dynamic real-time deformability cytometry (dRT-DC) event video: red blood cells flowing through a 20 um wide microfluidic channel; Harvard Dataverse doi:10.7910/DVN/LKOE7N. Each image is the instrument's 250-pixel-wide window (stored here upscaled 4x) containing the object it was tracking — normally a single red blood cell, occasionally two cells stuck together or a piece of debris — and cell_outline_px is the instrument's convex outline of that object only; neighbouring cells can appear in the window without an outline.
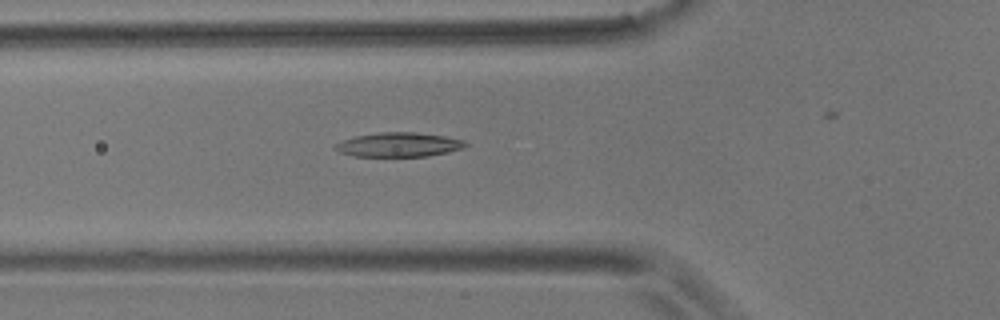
{"species": "common noctule bat (a hibernating species)", "species_latin": "Nyctalus noctula", "temperature_condition": "room temperature", "stored_images_in_passage": 45, "camera_frame_rate_fps": 3000, "um_per_image_px": 0.085, "animal": {"sex": "male", "body_mass_g": 17.9}, "frame": {"image": 1, "passage_image": 20, "time_ms": 6.333, "image_size_px": [1000, 320], "cell_outline_px": [[468, 144], [464, 148], [448, 152], [428, 156], [352, 156], [340, 152], [332, 148], [336, 144], [344, 140], [356, 136], [380, 132], [416, 132], [444, 136], [464, 140]], "centroid_in_image_um": [33.91, 12.3], "position_along_channel_um": 91.9, "area_um2": 18.38}}
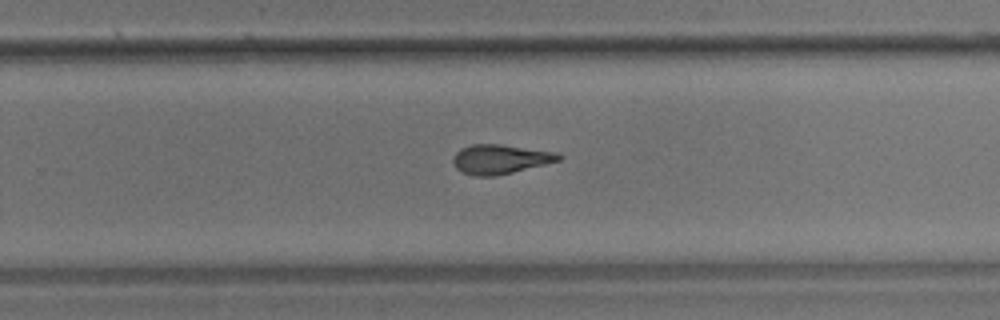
{"frame": {"image": 2, "passage_image": 36, "time_ms": 11.667, "image_size_px": [1000, 320], "cell_outline_px": [[564, 156], [560, 160], [496, 176], [476, 176], [460, 172], [456, 168], [452, 160], [456, 152], [460, 148], [472, 144], [500, 144], [556, 152]], "centroid_in_image_um": [42.49, 13.52], "position_along_channel_um": 287.3, "area_um2": 18.03}}
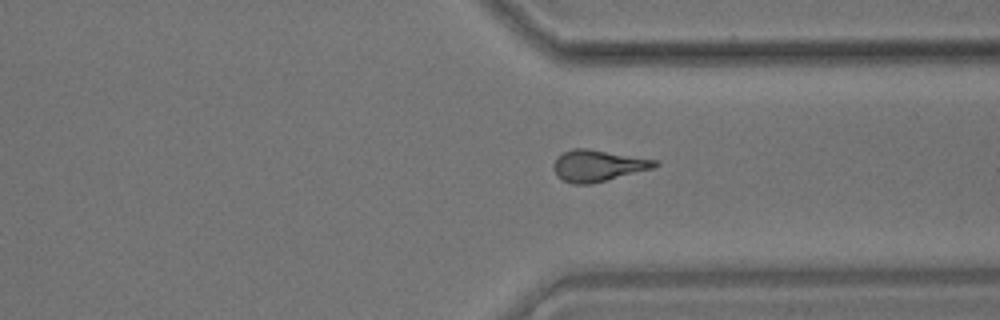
{"frame": {"image": 3, "passage_image": 42, "time_ms": 13.667, "image_size_px": [1000, 320], "cell_outline_px": [[660, 164], [656, 168], [588, 184], [572, 184], [556, 176], [552, 164], [556, 156], [572, 148], [588, 148], [656, 160]], "centroid_in_image_um": [50.8, 14.07], "position_along_channel_um": 360.6, "area_um2": 18.61}}